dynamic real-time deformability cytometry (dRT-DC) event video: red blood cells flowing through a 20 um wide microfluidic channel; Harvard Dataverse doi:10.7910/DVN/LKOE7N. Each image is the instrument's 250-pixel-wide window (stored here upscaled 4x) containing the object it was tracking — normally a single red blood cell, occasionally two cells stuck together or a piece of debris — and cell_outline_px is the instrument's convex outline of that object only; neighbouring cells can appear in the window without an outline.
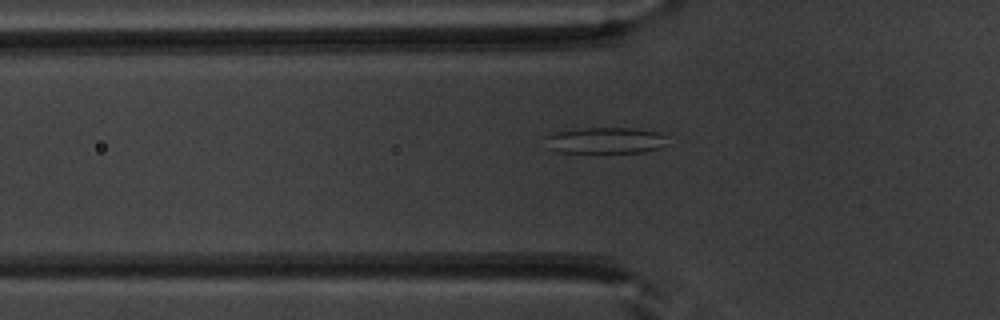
{"species": "common noctule bat (a hibernating species)", "species_latin": "Nyctalus noctula", "temperature_condition": "warm", "stored_images_in_passage": 46, "camera_frame_rate_fps": 3000, "um_per_image_px": 0.085, "animal": {"sex": "male", "body_mass_g": 20.1, "forearm_length_mm": 53.5}, "frame": {"image": 1, "passage_image": 12, "time_ms": 3.667, "image_size_px": [1000, 320], "cell_outline_px": [[672, 144], [660, 148], [644, 152], [556, 152], [548, 148], [544, 136], [556, 132], [584, 128], [636, 128], [656, 132], [668, 136]], "centroid_in_image_um": [51.54, 11.94], "position_along_channel_um": 74.3, "area_um2": 18.96}}
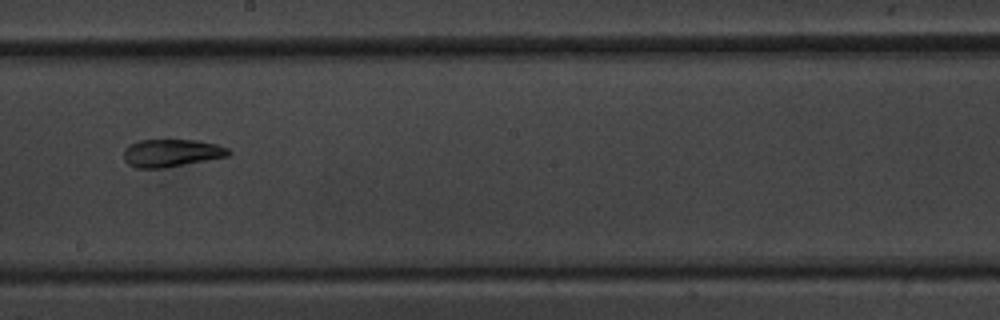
{"frame": {"image": 2, "passage_image": 24, "time_ms": 7.667, "image_size_px": [1000, 320], "cell_outline_px": [[232, 152], [228, 156], [164, 168], [136, 168], [128, 164], [124, 160], [124, 148], [140, 140], [196, 140], [216, 144], [228, 148]], "centroid_in_image_um": [14.57, 13.01], "position_along_channel_um": 233.6, "area_um2": 16.82}}
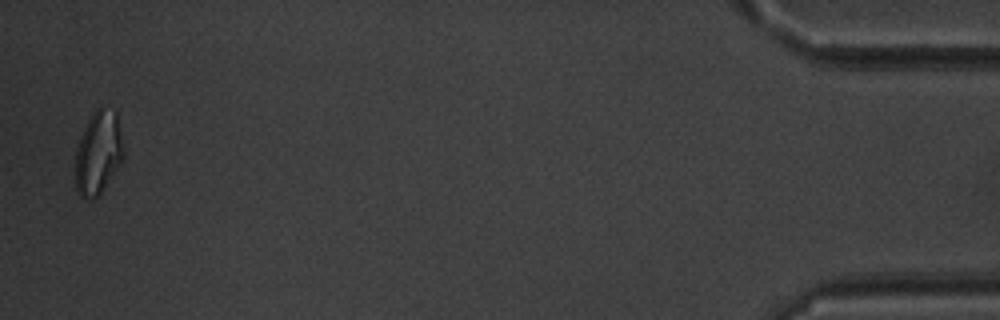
{"frame": {"image": 3, "passage_image": 45, "time_ms": 14.667, "image_size_px": [1000, 320], "cell_outline_px": [[124, 160], [100, 192], [96, 196], [88, 200], [84, 200], [76, 192], [76, 148], [80, 136], [92, 112], [100, 104], [116, 108], [124, 148]], "centroid_in_image_um": [8.38, 12.91], "position_along_channel_um": 426.8, "area_um2": 23.93}, "authors_computed_cell_mechanics": {"area_um2": 18.6405, "velocity_mm_per_s": 3.9636, "shape_relaxation_time_tau1_ms": null, "shape_relaxation_time_tau2_ms": 3.8912, "deformation_change_tau1": null, "deformation_change_tau2": 0.1069}}